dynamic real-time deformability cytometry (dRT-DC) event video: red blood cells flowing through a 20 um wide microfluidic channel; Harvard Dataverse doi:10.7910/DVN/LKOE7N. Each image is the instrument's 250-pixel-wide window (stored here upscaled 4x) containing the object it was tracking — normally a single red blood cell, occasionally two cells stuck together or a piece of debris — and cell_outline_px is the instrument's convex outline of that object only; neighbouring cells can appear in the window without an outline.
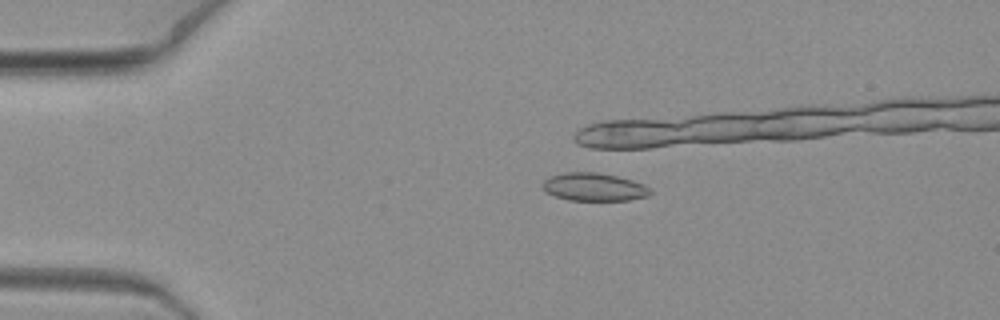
{"species": "common noctule bat (a hibernating species)", "species_latin": "Nyctalus noctula", "temperature_condition": "warm", "stored_images_in_passage": 2, "camera_frame_rate_fps": 3000, "um_per_image_px": 0.085, "animal": {"sex": "female", "body_mass_g": 19.3, "forearm_length_mm": 54.1}, "frame": {"image": 1, "passage_image": 2, "time_ms": 0.333, "image_size_px": [1000, 320], "cell_outline_px": [[652, 192], [648, 196], [628, 200], [568, 200], [544, 192], [540, 184], [544, 180], [552, 176], [568, 172], [596, 172], [616, 176], [632, 180], [644, 184]], "centroid_in_image_um": [50.46, 15.9], "position_along_channel_um": 34.5, "area_um2": 17.51}}